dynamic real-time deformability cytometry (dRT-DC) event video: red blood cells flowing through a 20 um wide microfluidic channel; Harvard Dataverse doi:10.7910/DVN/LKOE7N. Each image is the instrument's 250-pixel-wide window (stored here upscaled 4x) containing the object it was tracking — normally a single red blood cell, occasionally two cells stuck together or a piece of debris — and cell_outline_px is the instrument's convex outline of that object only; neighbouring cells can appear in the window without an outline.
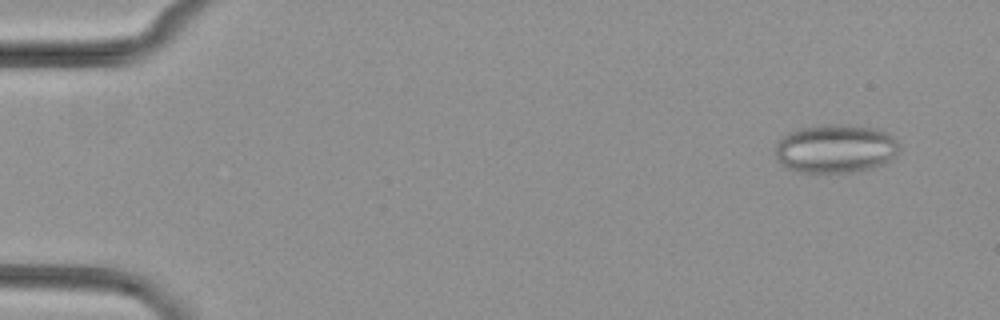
{"species": "common noctule bat (a hibernating species)", "species_latin": "Nyctalus noctula", "temperature_condition": "cold", "stored_images_in_passage": 53, "camera_frame_rate_fps": 3000, "um_per_image_px": 0.085, "animal": {"sex": "female", "body_mass_g": 29.2, "forearm_length_mm": 56.3}, "frame": {"image": 1, "passage_image": 4, "time_ms": 1.0, "image_size_px": [1000, 320], "cell_outline_px": [[900, 148], [884, 164], [868, 168], [848, 172], [800, 172], [788, 168], [780, 164], [776, 160], [776, 140], [784, 132], [820, 124], [848, 124], [880, 128], [888, 132], [900, 144]], "centroid_in_image_um": [70.97, 12.6], "position_along_channel_um": 14.0, "area_um2": 35.6}}
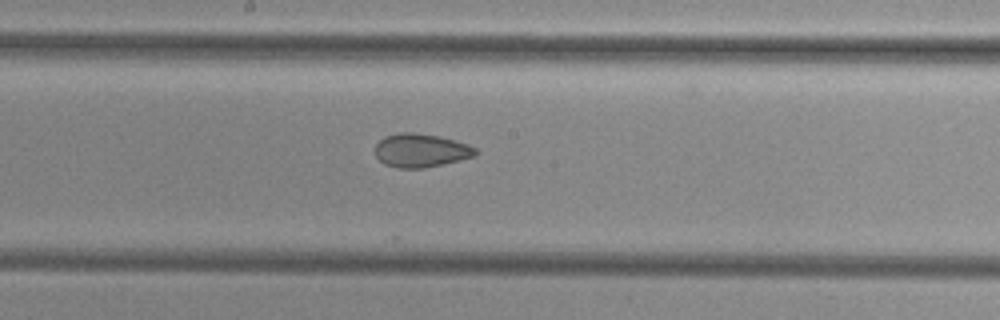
{"frame": {"image": 2, "passage_image": 29, "time_ms": 9.333, "image_size_px": [1000, 320], "cell_outline_px": [[476, 156], [444, 164], [424, 168], [396, 168], [384, 164], [376, 156], [376, 144], [384, 136], [400, 132], [412, 132], [440, 136], [468, 144], [476, 148]], "centroid_in_image_um": [35.77, 12.79], "position_along_channel_um": 212.4, "area_um2": 19.71}}
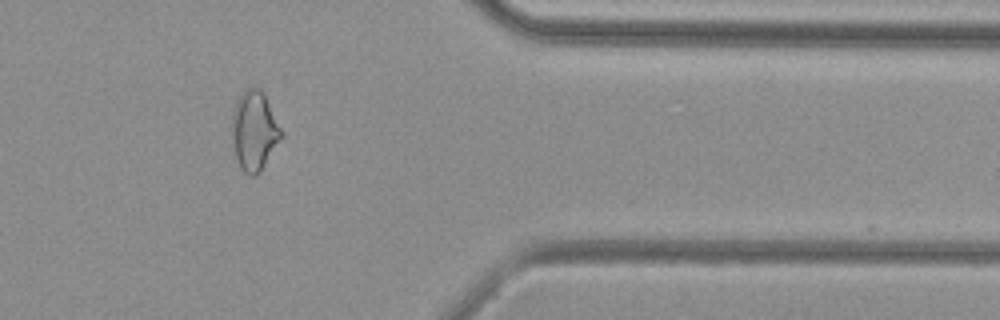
{"frame": {"image": 3, "passage_image": 44, "time_ms": 14.333, "image_size_px": [1000, 320], "cell_outline_px": [[284, 136], [260, 172], [256, 176], [248, 176], [240, 168], [236, 156], [232, 136], [232, 112], [236, 100], [244, 88], [260, 88], [284, 132]], "centroid_in_image_um": [21.63, 11.13], "position_along_channel_um": 389.8, "area_um2": 23.0}}